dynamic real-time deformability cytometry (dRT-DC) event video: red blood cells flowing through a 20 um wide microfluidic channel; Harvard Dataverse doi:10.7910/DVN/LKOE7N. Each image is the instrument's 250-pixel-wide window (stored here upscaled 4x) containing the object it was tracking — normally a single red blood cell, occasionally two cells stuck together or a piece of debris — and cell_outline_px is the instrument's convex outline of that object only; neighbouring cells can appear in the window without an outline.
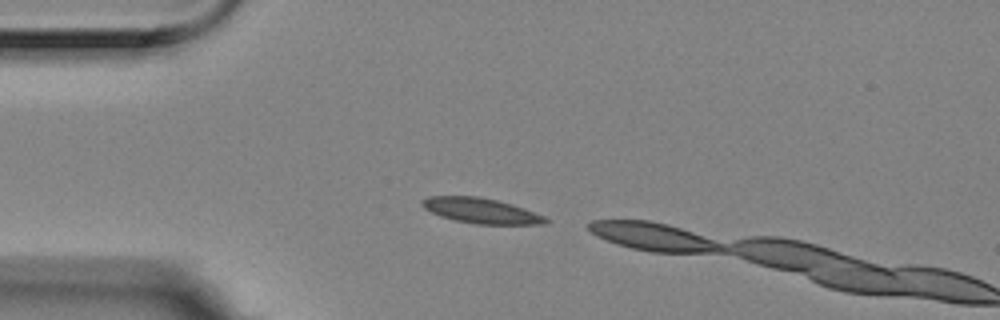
{"species": "Egyptian fruit bat (a non-hibernating species)", "species_latin": "Rousettus aegyptiacus", "temperature_condition": "room temperature", "stored_images_in_passage": 2, "camera_frame_rate_fps": 3000, "um_per_image_px": 0.085, "animal": {"sex": "female"}, "frame": {"image": 1, "passage_image": 1, "time_ms": 0.0, "image_size_px": [1000, 320], "cell_outline_px": [[548, 220], [540, 224], [476, 224], [456, 220], [440, 216], [424, 208], [420, 204], [428, 196], [476, 196], [496, 200], [512, 204], [524, 208], [544, 216]], "centroid_in_image_um": [40.86, 17.9], "position_along_channel_um": 44.1, "area_um2": 17.86}}